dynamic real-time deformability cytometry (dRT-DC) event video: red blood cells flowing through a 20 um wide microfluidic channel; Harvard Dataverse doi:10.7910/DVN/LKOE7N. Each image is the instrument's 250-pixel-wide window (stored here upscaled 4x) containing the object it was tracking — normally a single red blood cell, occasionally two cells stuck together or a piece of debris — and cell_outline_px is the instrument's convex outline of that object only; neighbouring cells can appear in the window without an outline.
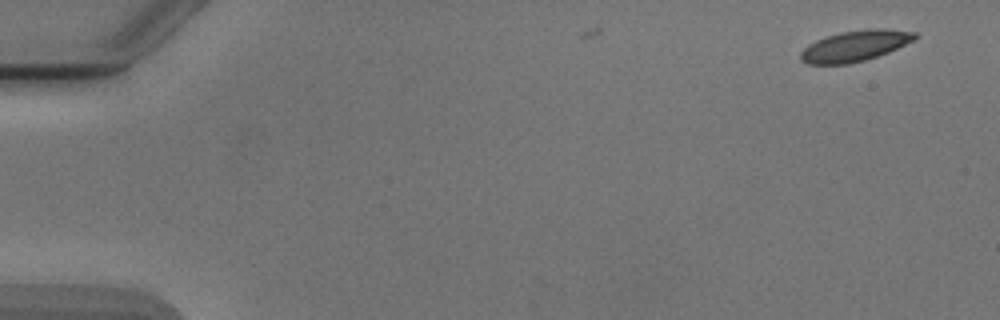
{"species": "Egyptian fruit bat (a non-hibernating species)", "species_latin": "Rousettus aegyptiacus", "temperature_condition": "cold", "stored_images_in_passage": 3, "camera_frame_rate_fps": 3000, "um_per_image_px": 0.085, "animal": {"sex": "male"}, "frame": {"image": 1, "passage_image": 1, "time_ms": 0.0, "image_size_px": [1000, 320], "cell_outline_px": [[916, 36], [912, 40], [888, 52], [864, 60], [848, 64], [808, 64], [800, 60], [800, 52], [808, 44], [816, 40], [840, 32], [868, 28], [884, 28], [916, 32]], "centroid_in_image_um": [72.63, 3.89], "position_along_channel_um": 12.4, "area_um2": 20.35}}